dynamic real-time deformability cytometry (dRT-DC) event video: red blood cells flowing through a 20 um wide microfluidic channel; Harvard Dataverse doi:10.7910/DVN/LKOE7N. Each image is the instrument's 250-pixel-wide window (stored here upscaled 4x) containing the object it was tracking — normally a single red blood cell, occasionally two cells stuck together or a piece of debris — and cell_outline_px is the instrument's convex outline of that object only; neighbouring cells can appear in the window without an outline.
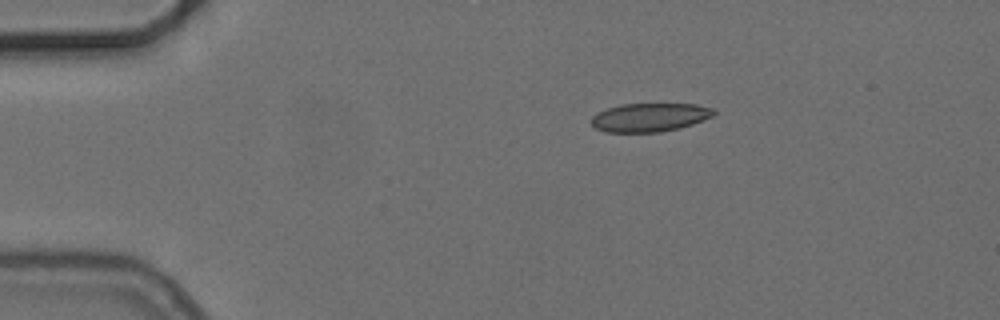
{"species": "common noctule bat (a hibernating species)", "species_latin": "Nyctalus noctula", "temperature_condition": "cold", "stored_images_in_passage": 11, "camera_frame_rate_fps": 3000, "um_per_image_px": 0.085, "animal": {"sex": "female", "body_mass_g": 24.6, "forearm_length_mm": 56.2}, "frame": {"image": 1, "passage_image": 1, "time_ms": 0.0, "image_size_px": [1000, 320], "cell_outline_px": [[716, 112], [712, 116], [692, 124], [680, 128], [660, 132], [604, 132], [596, 128], [592, 124], [592, 116], [596, 112], [620, 104], [696, 104], [712, 108]], "centroid_in_image_um": [55.2, 9.97], "position_along_channel_um": 29.8, "area_um2": 20.35}}
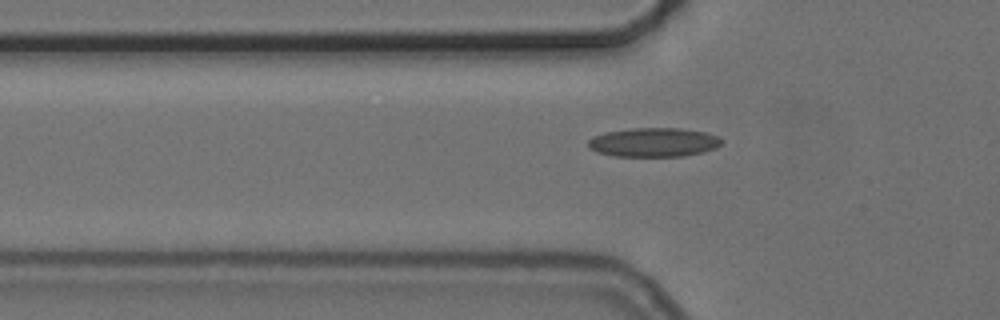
{"frame": {"image": 2, "passage_image": 9, "time_ms": 2.667, "image_size_px": [1000, 320], "cell_outline_px": [[724, 140], [716, 148], [704, 152], [684, 156], [612, 156], [596, 152], [588, 148], [588, 140], [592, 136], [604, 132], [632, 128], [680, 128], [704, 132], [720, 136]], "centroid_in_image_um": [55.55, 12.09], "position_along_channel_um": 70.2, "area_um2": 22.89}}